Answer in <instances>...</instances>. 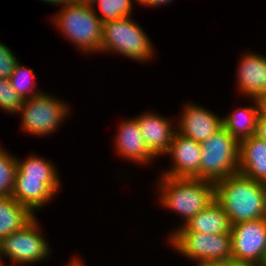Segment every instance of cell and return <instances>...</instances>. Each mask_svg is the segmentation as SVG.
<instances>
[{
    "instance_id": "obj_12",
    "label": "cell",
    "mask_w": 266,
    "mask_h": 266,
    "mask_svg": "<svg viewBox=\"0 0 266 266\" xmlns=\"http://www.w3.org/2000/svg\"><path fill=\"white\" fill-rule=\"evenodd\" d=\"M179 121V130L176 132L198 143L204 142L223 127L222 118L194 103L183 108Z\"/></svg>"
},
{
    "instance_id": "obj_20",
    "label": "cell",
    "mask_w": 266,
    "mask_h": 266,
    "mask_svg": "<svg viewBox=\"0 0 266 266\" xmlns=\"http://www.w3.org/2000/svg\"><path fill=\"white\" fill-rule=\"evenodd\" d=\"M15 176H34V177H59L57 170L45 158L31 155L26 160L22 161L17 158V171Z\"/></svg>"
},
{
    "instance_id": "obj_15",
    "label": "cell",
    "mask_w": 266,
    "mask_h": 266,
    "mask_svg": "<svg viewBox=\"0 0 266 266\" xmlns=\"http://www.w3.org/2000/svg\"><path fill=\"white\" fill-rule=\"evenodd\" d=\"M118 129L115 147L119 155L142 164L155 160L142 138L136 117L123 121Z\"/></svg>"
},
{
    "instance_id": "obj_4",
    "label": "cell",
    "mask_w": 266,
    "mask_h": 266,
    "mask_svg": "<svg viewBox=\"0 0 266 266\" xmlns=\"http://www.w3.org/2000/svg\"><path fill=\"white\" fill-rule=\"evenodd\" d=\"M200 145L201 180L215 183L239 172V142L223 127Z\"/></svg>"
},
{
    "instance_id": "obj_29",
    "label": "cell",
    "mask_w": 266,
    "mask_h": 266,
    "mask_svg": "<svg viewBox=\"0 0 266 266\" xmlns=\"http://www.w3.org/2000/svg\"><path fill=\"white\" fill-rule=\"evenodd\" d=\"M258 102L260 107V114L266 117V96L259 98Z\"/></svg>"
},
{
    "instance_id": "obj_25",
    "label": "cell",
    "mask_w": 266,
    "mask_h": 266,
    "mask_svg": "<svg viewBox=\"0 0 266 266\" xmlns=\"http://www.w3.org/2000/svg\"><path fill=\"white\" fill-rule=\"evenodd\" d=\"M18 62L11 49L0 42V78L9 79Z\"/></svg>"
},
{
    "instance_id": "obj_16",
    "label": "cell",
    "mask_w": 266,
    "mask_h": 266,
    "mask_svg": "<svg viewBox=\"0 0 266 266\" xmlns=\"http://www.w3.org/2000/svg\"><path fill=\"white\" fill-rule=\"evenodd\" d=\"M239 173L266 184V142L251 136L239 142Z\"/></svg>"
},
{
    "instance_id": "obj_22",
    "label": "cell",
    "mask_w": 266,
    "mask_h": 266,
    "mask_svg": "<svg viewBox=\"0 0 266 266\" xmlns=\"http://www.w3.org/2000/svg\"><path fill=\"white\" fill-rule=\"evenodd\" d=\"M0 147V197L11 196L17 171V157Z\"/></svg>"
},
{
    "instance_id": "obj_13",
    "label": "cell",
    "mask_w": 266,
    "mask_h": 266,
    "mask_svg": "<svg viewBox=\"0 0 266 266\" xmlns=\"http://www.w3.org/2000/svg\"><path fill=\"white\" fill-rule=\"evenodd\" d=\"M136 119L148 150L155 157L167 154L175 133V130H172L170 119L150 112L143 113Z\"/></svg>"
},
{
    "instance_id": "obj_33",
    "label": "cell",
    "mask_w": 266,
    "mask_h": 266,
    "mask_svg": "<svg viewBox=\"0 0 266 266\" xmlns=\"http://www.w3.org/2000/svg\"><path fill=\"white\" fill-rule=\"evenodd\" d=\"M0 266H3V264L1 263V253H0Z\"/></svg>"
},
{
    "instance_id": "obj_24",
    "label": "cell",
    "mask_w": 266,
    "mask_h": 266,
    "mask_svg": "<svg viewBox=\"0 0 266 266\" xmlns=\"http://www.w3.org/2000/svg\"><path fill=\"white\" fill-rule=\"evenodd\" d=\"M24 99L12 88L10 80L0 78V109L8 113H18Z\"/></svg>"
},
{
    "instance_id": "obj_7",
    "label": "cell",
    "mask_w": 266,
    "mask_h": 266,
    "mask_svg": "<svg viewBox=\"0 0 266 266\" xmlns=\"http://www.w3.org/2000/svg\"><path fill=\"white\" fill-rule=\"evenodd\" d=\"M46 93L24 99L21 113L22 129L32 135L53 133L69 113V106Z\"/></svg>"
},
{
    "instance_id": "obj_8",
    "label": "cell",
    "mask_w": 266,
    "mask_h": 266,
    "mask_svg": "<svg viewBox=\"0 0 266 266\" xmlns=\"http://www.w3.org/2000/svg\"><path fill=\"white\" fill-rule=\"evenodd\" d=\"M232 261L240 266H263L266 261V217L232 225Z\"/></svg>"
},
{
    "instance_id": "obj_27",
    "label": "cell",
    "mask_w": 266,
    "mask_h": 266,
    "mask_svg": "<svg viewBox=\"0 0 266 266\" xmlns=\"http://www.w3.org/2000/svg\"><path fill=\"white\" fill-rule=\"evenodd\" d=\"M198 266H240L236 264L234 261H207L197 263Z\"/></svg>"
},
{
    "instance_id": "obj_11",
    "label": "cell",
    "mask_w": 266,
    "mask_h": 266,
    "mask_svg": "<svg viewBox=\"0 0 266 266\" xmlns=\"http://www.w3.org/2000/svg\"><path fill=\"white\" fill-rule=\"evenodd\" d=\"M201 145L193 139L175 132L168 154H171L172 167L164 172L167 177L200 179Z\"/></svg>"
},
{
    "instance_id": "obj_28",
    "label": "cell",
    "mask_w": 266,
    "mask_h": 266,
    "mask_svg": "<svg viewBox=\"0 0 266 266\" xmlns=\"http://www.w3.org/2000/svg\"><path fill=\"white\" fill-rule=\"evenodd\" d=\"M169 2H172V0H137V3L142 4L144 6H152V7H157L162 4H167Z\"/></svg>"
},
{
    "instance_id": "obj_26",
    "label": "cell",
    "mask_w": 266,
    "mask_h": 266,
    "mask_svg": "<svg viewBox=\"0 0 266 266\" xmlns=\"http://www.w3.org/2000/svg\"><path fill=\"white\" fill-rule=\"evenodd\" d=\"M255 136L266 142V117L262 116L261 114L258 117Z\"/></svg>"
},
{
    "instance_id": "obj_9",
    "label": "cell",
    "mask_w": 266,
    "mask_h": 266,
    "mask_svg": "<svg viewBox=\"0 0 266 266\" xmlns=\"http://www.w3.org/2000/svg\"><path fill=\"white\" fill-rule=\"evenodd\" d=\"M36 220L34 218L24 228L0 240L1 257L7 256L13 264L25 266L40 262L48 256L49 243L43 238Z\"/></svg>"
},
{
    "instance_id": "obj_32",
    "label": "cell",
    "mask_w": 266,
    "mask_h": 266,
    "mask_svg": "<svg viewBox=\"0 0 266 266\" xmlns=\"http://www.w3.org/2000/svg\"><path fill=\"white\" fill-rule=\"evenodd\" d=\"M85 264L82 263V261H79V259L72 260L67 264V266H84Z\"/></svg>"
},
{
    "instance_id": "obj_19",
    "label": "cell",
    "mask_w": 266,
    "mask_h": 266,
    "mask_svg": "<svg viewBox=\"0 0 266 266\" xmlns=\"http://www.w3.org/2000/svg\"><path fill=\"white\" fill-rule=\"evenodd\" d=\"M36 216L11 196L0 197V240L24 228Z\"/></svg>"
},
{
    "instance_id": "obj_23",
    "label": "cell",
    "mask_w": 266,
    "mask_h": 266,
    "mask_svg": "<svg viewBox=\"0 0 266 266\" xmlns=\"http://www.w3.org/2000/svg\"><path fill=\"white\" fill-rule=\"evenodd\" d=\"M132 2L133 0H98L96 5H98L102 14L101 17L99 15L98 17L102 23L123 17H130L133 7Z\"/></svg>"
},
{
    "instance_id": "obj_14",
    "label": "cell",
    "mask_w": 266,
    "mask_h": 266,
    "mask_svg": "<svg viewBox=\"0 0 266 266\" xmlns=\"http://www.w3.org/2000/svg\"><path fill=\"white\" fill-rule=\"evenodd\" d=\"M237 71L239 90L251 99L266 96V57L246 53Z\"/></svg>"
},
{
    "instance_id": "obj_30",
    "label": "cell",
    "mask_w": 266,
    "mask_h": 266,
    "mask_svg": "<svg viewBox=\"0 0 266 266\" xmlns=\"http://www.w3.org/2000/svg\"><path fill=\"white\" fill-rule=\"evenodd\" d=\"M74 1H76L77 3H80V4L87 5V6H93V4L95 5V3L98 0H74Z\"/></svg>"
},
{
    "instance_id": "obj_31",
    "label": "cell",
    "mask_w": 266,
    "mask_h": 266,
    "mask_svg": "<svg viewBox=\"0 0 266 266\" xmlns=\"http://www.w3.org/2000/svg\"><path fill=\"white\" fill-rule=\"evenodd\" d=\"M41 1H45L47 4L48 3H51V4H60L63 5L64 3L66 2H69V1H73V0H41Z\"/></svg>"
},
{
    "instance_id": "obj_1",
    "label": "cell",
    "mask_w": 266,
    "mask_h": 266,
    "mask_svg": "<svg viewBox=\"0 0 266 266\" xmlns=\"http://www.w3.org/2000/svg\"><path fill=\"white\" fill-rule=\"evenodd\" d=\"M215 184V200L228 215L231 225L266 217V184L241 173Z\"/></svg>"
},
{
    "instance_id": "obj_6",
    "label": "cell",
    "mask_w": 266,
    "mask_h": 266,
    "mask_svg": "<svg viewBox=\"0 0 266 266\" xmlns=\"http://www.w3.org/2000/svg\"><path fill=\"white\" fill-rule=\"evenodd\" d=\"M169 239L177 252L198 263L232 260L231 233L174 232Z\"/></svg>"
},
{
    "instance_id": "obj_17",
    "label": "cell",
    "mask_w": 266,
    "mask_h": 266,
    "mask_svg": "<svg viewBox=\"0 0 266 266\" xmlns=\"http://www.w3.org/2000/svg\"><path fill=\"white\" fill-rule=\"evenodd\" d=\"M231 223L222 206L214 200L207 208L198 212L186 225H181L174 232H201L205 234H222L231 232Z\"/></svg>"
},
{
    "instance_id": "obj_3",
    "label": "cell",
    "mask_w": 266,
    "mask_h": 266,
    "mask_svg": "<svg viewBox=\"0 0 266 266\" xmlns=\"http://www.w3.org/2000/svg\"><path fill=\"white\" fill-rule=\"evenodd\" d=\"M95 6H87L69 1L53 16L54 24L60 32L75 43L84 53L99 52L102 45L103 23Z\"/></svg>"
},
{
    "instance_id": "obj_2",
    "label": "cell",
    "mask_w": 266,
    "mask_h": 266,
    "mask_svg": "<svg viewBox=\"0 0 266 266\" xmlns=\"http://www.w3.org/2000/svg\"><path fill=\"white\" fill-rule=\"evenodd\" d=\"M160 179V202L164 207L183 216L184 225L215 200V184L212 181L165 175Z\"/></svg>"
},
{
    "instance_id": "obj_10",
    "label": "cell",
    "mask_w": 266,
    "mask_h": 266,
    "mask_svg": "<svg viewBox=\"0 0 266 266\" xmlns=\"http://www.w3.org/2000/svg\"><path fill=\"white\" fill-rule=\"evenodd\" d=\"M60 177L15 176L11 197L34 214L60 189Z\"/></svg>"
},
{
    "instance_id": "obj_18",
    "label": "cell",
    "mask_w": 266,
    "mask_h": 266,
    "mask_svg": "<svg viewBox=\"0 0 266 266\" xmlns=\"http://www.w3.org/2000/svg\"><path fill=\"white\" fill-rule=\"evenodd\" d=\"M255 103V104H254ZM255 106L237 108L231 114L222 118L223 128L238 142L254 136L257 130L260 107L258 99H253Z\"/></svg>"
},
{
    "instance_id": "obj_21",
    "label": "cell",
    "mask_w": 266,
    "mask_h": 266,
    "mask_svg": "<svg viewBox=\"0 0 266 266\" xmlns=\"http://www.w3.org/2000/svg\"><path fill=\"white\" fill-rule=\"evenodd\" d=\"M33 74H34L33 69H30L28 67L26 68L23 65L21 66V62H18L15 66V69L13 70V72L9 77L12 88L23 99L32 98L43 93L35 91L36 83L33 80L36 79H33L32 76H35Z\"/></svg>"
},
{
    "instance_id": "obj_5",
    "label": "cell",
    "mask_w": 266,
    "mask_h": 266,
    "mask_svg": "<svg viewBox=\"0 0 266 266\" xmlns=\"http://www.w3.org/2000/svg\"><path fill=\"white\" fill-rule=\"evenodd\" d=\"M145 31L131 17L103 23L101 52H116L136 61L152 59L153 47Z\"/></svg>"
}]
</instances>
